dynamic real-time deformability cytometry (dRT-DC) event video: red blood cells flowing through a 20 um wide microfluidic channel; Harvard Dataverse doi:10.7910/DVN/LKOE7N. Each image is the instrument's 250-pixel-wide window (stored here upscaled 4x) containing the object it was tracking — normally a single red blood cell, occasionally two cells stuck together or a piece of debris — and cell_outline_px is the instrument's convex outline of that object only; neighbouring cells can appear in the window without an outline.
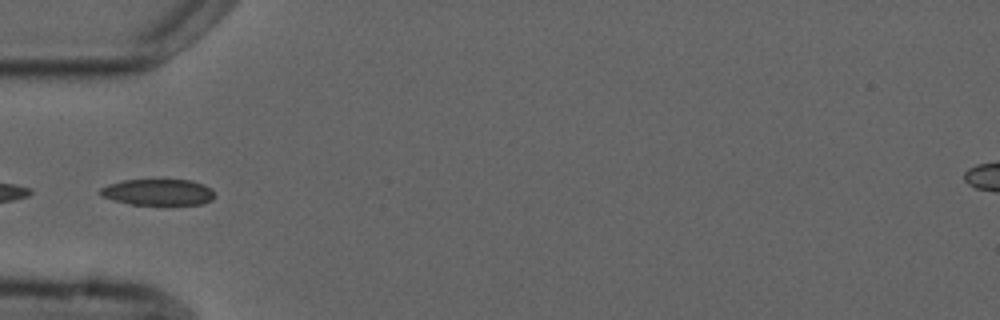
{"species": "common noctule bat (a hibernating species)", "species_latin": "Nyctalus noctula", "temperature_condition": "cold", "stored_images_in_passage": 5, "camera_frame_rate_fps": 3000, "um_per_image_px": 0.085, "animal": {"sex": "male", "forearm_length_mm": 52.5}, "frame": {"image": 1, "passage_image": 5, "time_ms": 5.667, "image_size_px": [1000, 320], "cell_outline_px": [[216, 196], [212, 200], [204, 204], [132, 204], [112, 200], [100, 196], [100, 188], [108, 184], [124, 180], [192, 180], [204, 184], [212, 188]], "centroid_in_image_um": [13.47, 16.33], "position_along_channel_um": 71.5, "area_um2": 17.57}}